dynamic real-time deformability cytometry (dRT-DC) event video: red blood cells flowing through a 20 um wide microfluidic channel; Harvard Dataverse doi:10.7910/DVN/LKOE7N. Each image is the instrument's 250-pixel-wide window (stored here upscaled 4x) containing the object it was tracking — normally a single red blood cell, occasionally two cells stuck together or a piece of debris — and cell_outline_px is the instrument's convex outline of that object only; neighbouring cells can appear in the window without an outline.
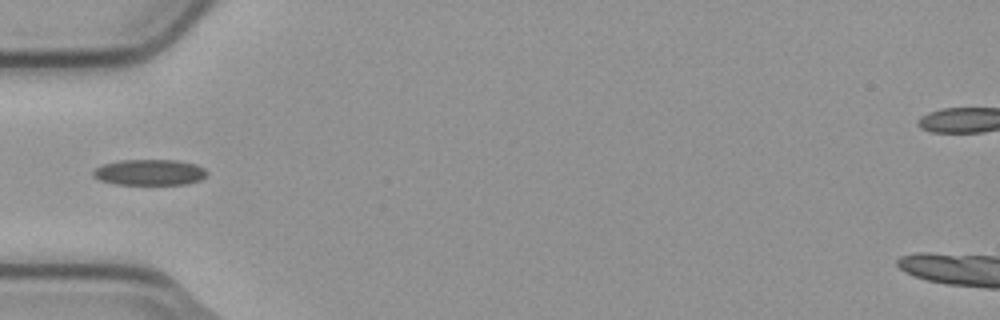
{"species": "common noctule bat (a hibernating species)", "species_latin": "Nyctalus noctula", "temperature_condition": "cold", "stored_images_in_passage": 2, "camera_frame_rate_fps": 3000, "um_per_image_px": 0.085, "animal": {"sex": "male", "body_mass_g": 23.1, "forearm_length_mm": 52.7}, "frame": {"image": 1, "passage_image": 1, "time_ms": 0.0, "image_size_px": [1000, 320], "cell_outline_px": [[208, 172], [200, 180], [188, 184], [112, 184], [100, 180], [92, 176], [92, 172], [100, 164], [120, 160], [176, 160], [196, 164], [204, 168]], "centroid_in_image_um": [12.68, 14.64], "position_along_channel_um": 72.3, "area_um2": 17.28}}
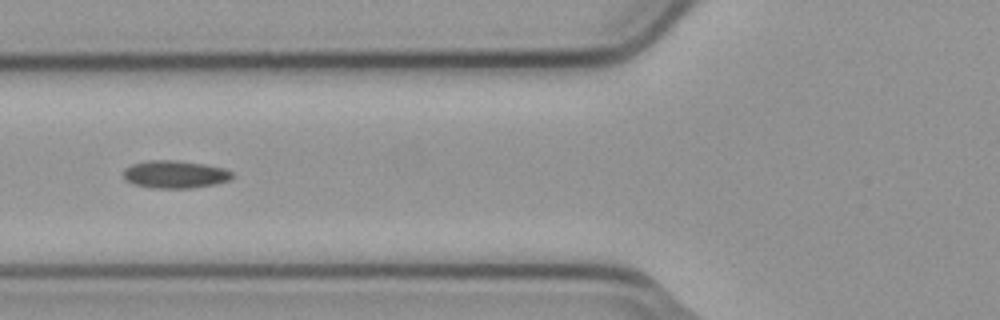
{"frame": {"image": 2, "passage_image": 2, "time_ms": 0.333, "image_size_px": [1000, 320], "cell_outline_px": [[232, 176], [228, 180], [212, 184], [192, 188], [152, 188], [132, 184], [124, 180], [124, 168], [132, 164], [148, 160], [176, 160], [204, 164], [224, 168], [232, 172]], "centroid_in_image_um": [14.81, 14.82], "position_along_channel_um": 111.0, "area_um2": 17.51}}